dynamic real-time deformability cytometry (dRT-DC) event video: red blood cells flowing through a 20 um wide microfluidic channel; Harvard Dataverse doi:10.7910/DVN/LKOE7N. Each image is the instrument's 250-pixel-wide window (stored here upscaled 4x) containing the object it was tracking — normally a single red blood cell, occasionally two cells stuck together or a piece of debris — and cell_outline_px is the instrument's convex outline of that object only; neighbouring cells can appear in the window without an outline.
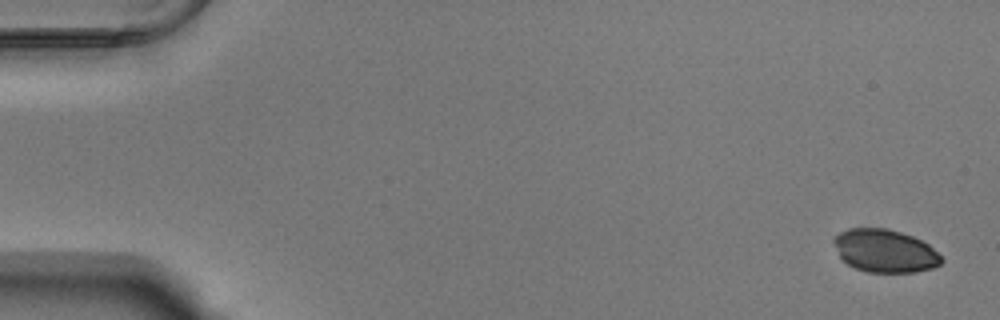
{"species": "Egyptian fruit bat (a non-hibernating species)", "species_latin": "Rousettus aegyptiacus", "temperature_condition": "warm", "stored_images_in_passage": 54, "camera_frame_rate_fps": 3000, "um_per_image_px": 0.085, "animal": {"sex": "male"}, "frame": {"image": 1, "passage_image": 1, "time_ms": 0.0, "image_size_px": [1000, 320], "cell_outline_px": [[944, 260], [940, 264], [932, 268], [916, 272], [868, 272], [856, 268], [848, 264], [840, 256], [832, 240], [832, 236], [848, 228], [884, 228], [900, 232], [912, 236], [928, 244]], "centroid_in_image_um": [75.2, 21.32], "position_along_channel_um": 9.8, "area_um2": 26.76}}
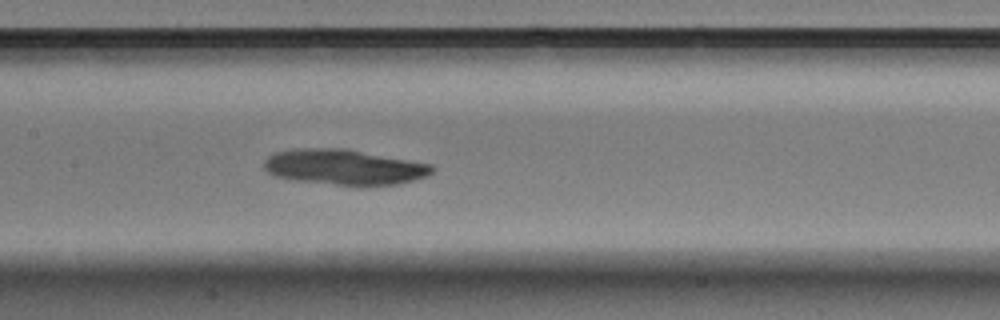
{"frame": {"image": 2, "passage_image": 26, "time_ms": 8.333, "image_size_px": [1000, 320], "cell_outline_px": [[436, 168], [428, 176], [396, 184], [336, 184], [296, 180], [276, 176], [268, 172], [264, 168], [264, 160], [268, 156], [276, 152], [292, 148], [344, 148], [432, 164]], "centroid_in_image_um": [29.24, 14.17], "position_along_channel_um": 178.2, "area_um2": 34.22}}
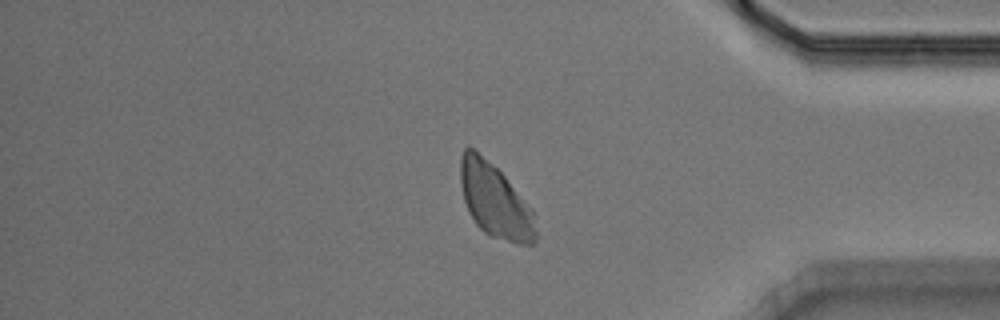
{"frame": {"image": 3, "passage_image": 45, "time_ms": 14.667, "image_size_px": [1000, 320], "cell_outline_px": [[540, 236], [532, 244], [516, 244], [492, 236], [484, 232], [476, 224], [468, 212], [464, 200], [460, 184], [460, 156], [464, 148], [468, 144], [492, 164], [504, 176], [532, 208]], "centroid_in_image_um": [42.09, 17.09], "position_along_channel_um": 393.1, "area_um2": 32.77}}